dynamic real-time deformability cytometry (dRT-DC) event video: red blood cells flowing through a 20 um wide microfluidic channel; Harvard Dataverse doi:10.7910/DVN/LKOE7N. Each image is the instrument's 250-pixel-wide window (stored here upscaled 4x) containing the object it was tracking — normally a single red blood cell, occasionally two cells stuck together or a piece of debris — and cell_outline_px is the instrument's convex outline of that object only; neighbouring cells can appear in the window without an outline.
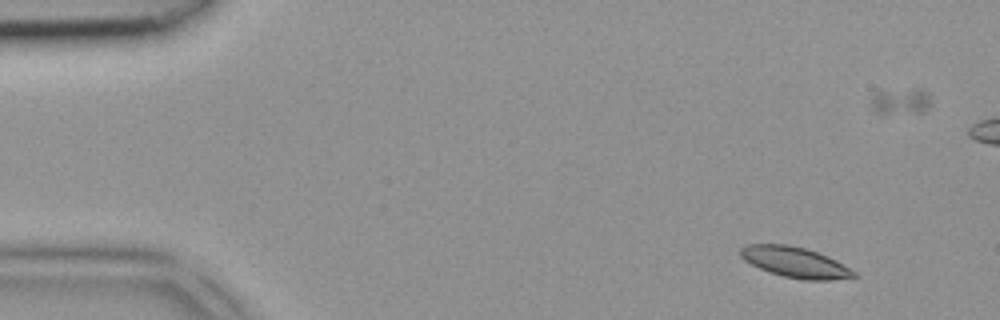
{"species": "common noctule bat (a hibernating species)", "species_latin": "Nyctalus noctula", "temperature_condition": "room temperature", "stored_images_in_passage": 5, "camera_frame_rate_fps": 3000, "um_per_image_px": 0.085, "animal": {"sex": "female", "body_mass_g": 18.4}, "frame": {"image": 1, "passage_image": 1, "time_ms": 0.0, "image_size_px": [1000, 320], "cell_outline_px": [[856, 276], [832, 280], [804, 280], [784, 276], [768, 272], [744, 260], [740, 256], [740, 248], [748, 244], [788, 244], [804, 248], [828, 256], [836, 260], [856, 272]], "centroid_in_image_um": [67.57, 22.29], "position_along_channel_um": 17.4, "area_um2": 20.06}}